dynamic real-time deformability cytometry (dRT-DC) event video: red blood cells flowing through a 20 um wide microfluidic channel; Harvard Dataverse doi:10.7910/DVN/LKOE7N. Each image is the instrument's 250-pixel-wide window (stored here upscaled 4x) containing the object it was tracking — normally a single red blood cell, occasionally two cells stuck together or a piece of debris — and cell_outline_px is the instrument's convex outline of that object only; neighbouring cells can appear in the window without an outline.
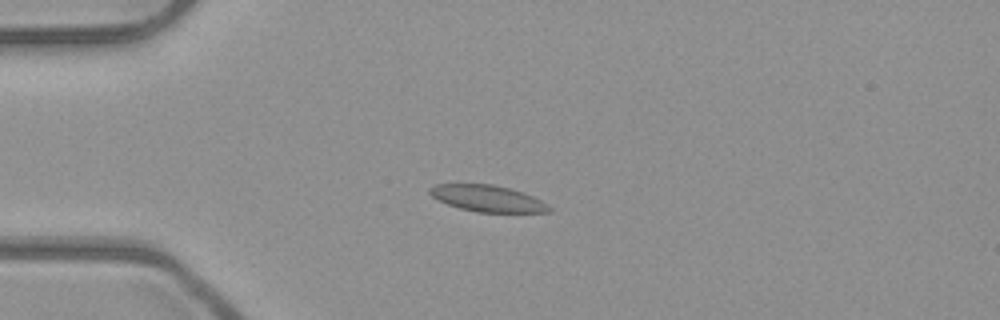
{"species": "common noctule bat (a hibernating species)", "species_latin": "Nyctalus noctula", "temperature_condition": "room temperature", "stored_images_in_passage": 52, "camera_frame_rate_fps": 3000, "um_per_image_px": 0.085, "animal": {"sex": "male", "body_mass_g": 23.1, "forearm_length_mm": 52.7}, "frame": {"image": 1, "passage_image": 13, "time_ms": 4.0, "image_size_px": [1000, 320], "cell_outline_px": [[552, 212], [476, 212], [460, 208], [448, 204], [432, 196], [428, 192], [428, 188], [436, 184], [492, 184], [524, 192], [548, 204], [552, 208]], "centroid_in_image_um": [41.45, 16.87], "position_along_channel_um": 43.5, "area_um2": 18.32}}
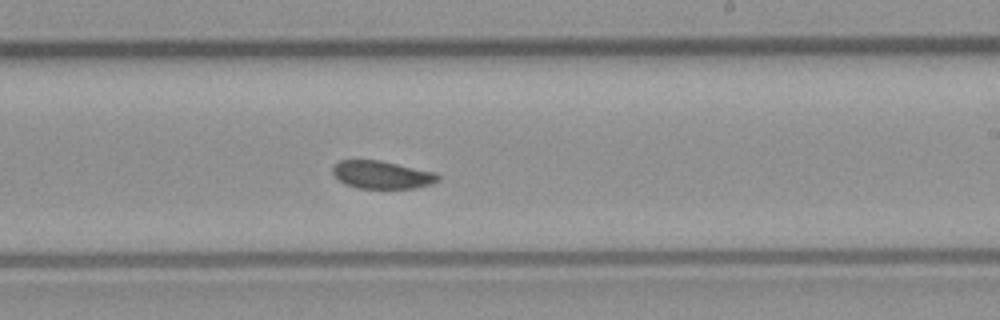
{"frame": {"image": 2, "passage_image": 31, "time_ms": 10.0, "image_size_px": [1000, 320], "cell_outline_px": [[440, 180], [432, 184], [416, 188], [356, 188], [344, 184], [332, 172], [332, 164], [340, 160], [380, 160], [436, 172], [440, 176]], "centroid_in_image_um": [32.47, 14.85], "position_along_channel_um": 256.5, "area_um2": 17.28}}
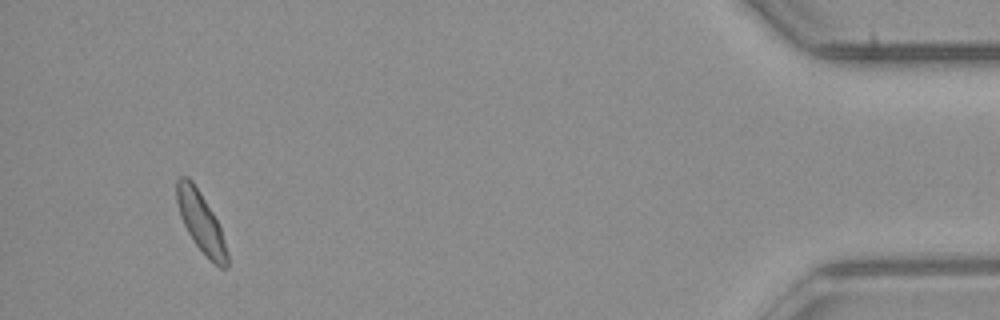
{"frame": {"image": 3, "passage_image": 49, "time_ms": 16.0, "image_size_px": [1000, 320], "cell_outline_px": [[228, 268], [220, 268], [192, 240], [180, 216], [176, 200], [176, 180], [180, 176], [188, 176], [192, 180], [212, 212], [220, 228], [228, 252]], "centroid_in_image_um": [17.06, 18.84], "position_along_channel_um": 418.1, "area_um2": 17.28}, "authors_computed_cell_mechanics": {"area_um2": 18.1203, "velocity_mm_per_s": 3.9451, "shape_relaxation_time_tau1_ms": 4.8704, "shape_relaxation_time_tau2_ms": null, "deformation_change_tau1": 0.1112, "deformation_change_tau2": null}}